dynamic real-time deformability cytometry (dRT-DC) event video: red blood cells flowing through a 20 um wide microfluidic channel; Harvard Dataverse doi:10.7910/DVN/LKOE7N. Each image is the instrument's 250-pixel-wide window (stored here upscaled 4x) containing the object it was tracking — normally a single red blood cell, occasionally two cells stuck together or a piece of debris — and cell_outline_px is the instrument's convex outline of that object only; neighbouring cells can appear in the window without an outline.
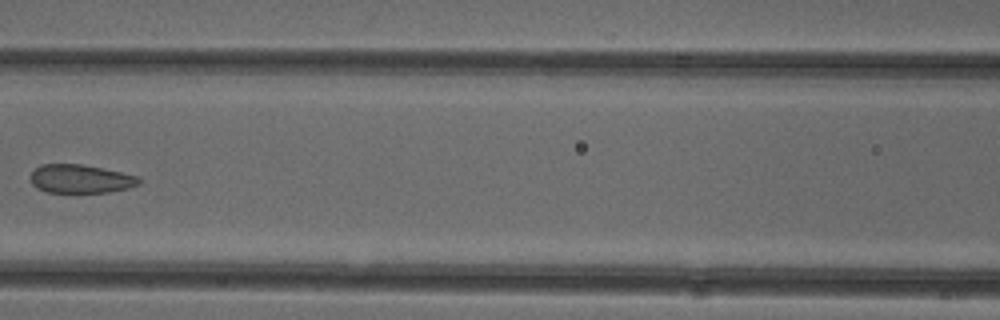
{"species": "common noctule bat (a hibernating species)", "species_latin": "Nyctalus noctula", "temperature_condition": "cold", "stored_images_in_passage": 7, "camera_frame_rate_fps": 3000, "um_per_image_px": 0.085, "animal": {"sex": "female"}, "frame": {"image": 1, "passage_image": 7, "time_ms": 2.0, "image_size_px": [1000, 320], "cell_outline_px": [[140, 184], [128, 188], [108, 192], [48, 192], [36, 188], [32, 184], [28, 176], [40, 164], [84, 164], [104, 168], [140, 176]], "centroid_in_image_um": [6.84, 15.19], "position_along_channel_um": 159.8, "area_um2": 18.26}}